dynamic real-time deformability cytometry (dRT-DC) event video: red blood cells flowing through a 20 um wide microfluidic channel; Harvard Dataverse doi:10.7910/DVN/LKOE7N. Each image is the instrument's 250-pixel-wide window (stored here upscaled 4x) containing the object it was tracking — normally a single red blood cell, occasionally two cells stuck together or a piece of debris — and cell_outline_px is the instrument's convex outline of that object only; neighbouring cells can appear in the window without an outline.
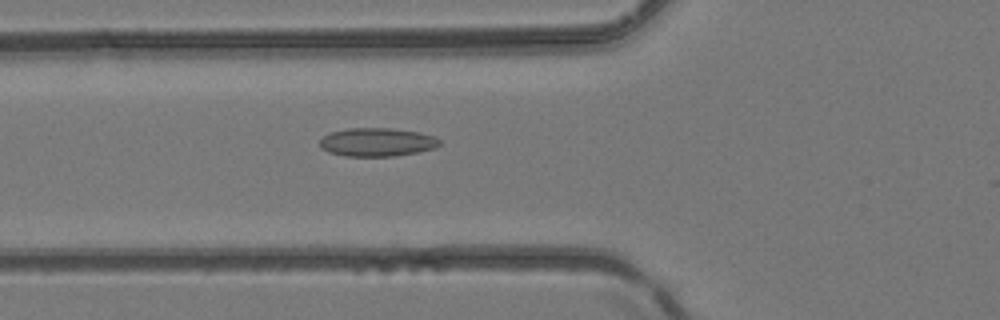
{"species": "common noctule bat (a hibernating species)", "species_latin": "Nyctalus noctula", "temperature_condition": "room temperature", "stored_images_in_passage": 29, "camera_frame_rate_fps": 3000, "um_per_image_px": 0.085, "animal": {"sex": "female", "body_mass_g": 24.6, "forearm_length_mm": 56.2}, "frame": {"image": 1, "passage_image": 17, "time_ms": 5.333, "image_size_px": [1000, 320], "cell_outline_px": [[440, 144], [436, 148], [420, 152], [396, 156], [344, 156], [328, 152], [320, 148], [320, 140], [324, 136], [332, 132], [348, 128], [392, 128], [420, 132], [436, 136], [440, 140]], "centroid_in_image_um": [32.09, 12.08], "position_along_channel_um": 93.7, "area_um2": 20.11}}
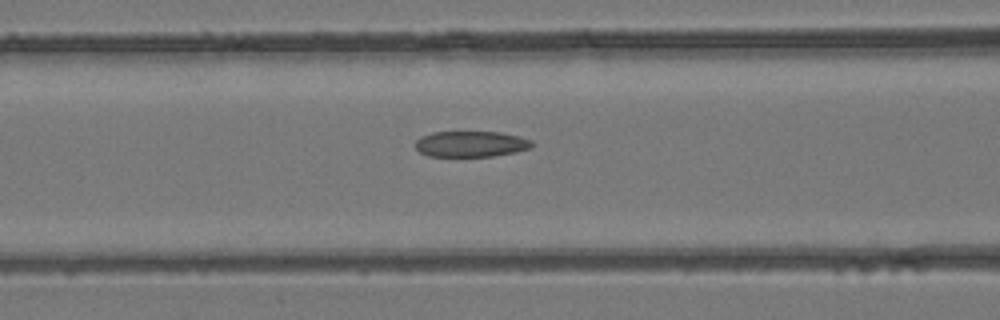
{"frame": {"image": 2, "passage_image": 19, "time_ms": 6.0, "image_size_px": [1000, 320], "cell_outline_px": [[532, 148], [516, 152], [492, 156], [428, 156], [420, 152], [416, 148], [416, 140], [420, 136], [432, 132], [500, 132], [532, 140]], "centroid_in_image_um": [40.01, 12.24], "position_along_channel_um": 126.6, "area_um2": 17.51}}
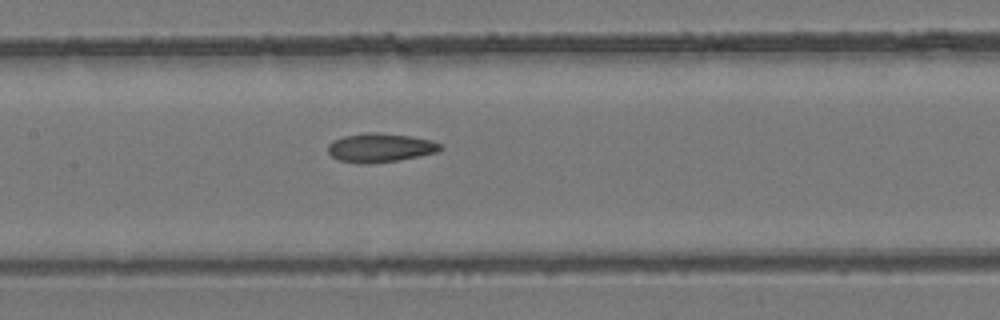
{"frame": {"image": 3, "passage_image": 22, "time_ms": 7.0, "image_size_px": [1000, 320], "cell_outline_px": [[444, 148], [436, 152], [420, 156], [400, 160], [372, 164], [360, 164], [340, 160], [332, 156], [328, 152], [328, 144], [332, 140], [344, 136], [368, 132], [376, 132], [408, 136], [432, 140], [440, 144]], "centroid_in_image_um": [32.31, 12.56], "position_along_channel_um": 175.1, "area_um2": 19.02}}